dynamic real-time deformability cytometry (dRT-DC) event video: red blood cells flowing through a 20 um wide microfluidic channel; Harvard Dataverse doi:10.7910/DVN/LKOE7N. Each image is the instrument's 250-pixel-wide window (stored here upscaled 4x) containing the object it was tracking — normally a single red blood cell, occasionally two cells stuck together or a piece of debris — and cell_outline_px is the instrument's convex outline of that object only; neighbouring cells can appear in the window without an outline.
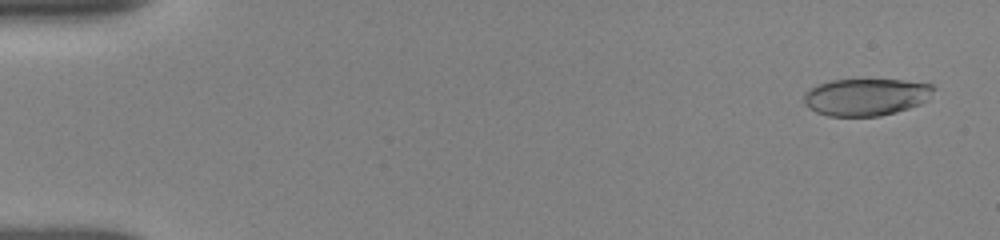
{"species": "human", "species_latin": "Homo sapiens", "temperature_condition": "room temperature", "stored_images_in_passage": 31, "camera_frame_rate_fps": 3000, "um_per_image_px": 0.085, "donor": {"sex": "female"}, "frame": {"image": 1, "passage_image": 2, "time_ms": 0.667, "image_size_px": [1000, 240], "cell_outline_px": [[936, 88], [928, 100], [920, 104], [896, 112], [880, 116], [828, 116], [816, 112], [808, 108], [804, 104], [804, 92], [828, 80], [904, 80], [932, 84]], "centroid_in_image_um": [73.62, 8.25], "position_along_channel_um": 11.4, "area_um2": 28.21}}
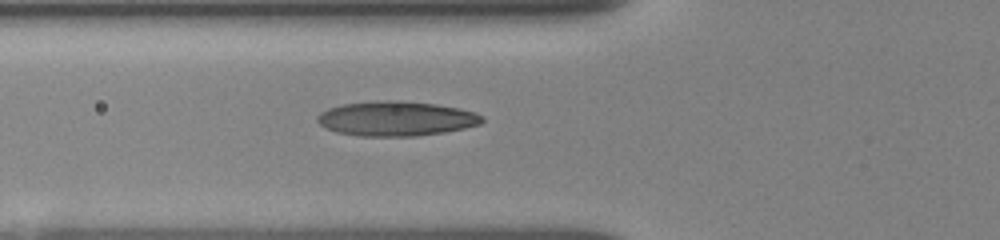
{"frame": {"image": 2, "passage_image": 18, "time_ms": 6.333, "image_size_px": [1000, 240], "cell_outline_px": [[484, 120], [480, 124], [464, 128], [444, 132], [416, 136], [360, 136], [336, 132], [324, 128], [316, 120], [316, 116], [320, 112], [328, 108], [344, 104], [376, 100], [400, 100], [436, 104], [460, 108], [476, 112], [484, 116]], "centroid_in_image_um": [33.67, 10.07], "position_along_channel_um": 92.1, "area_um2": 33.64}}
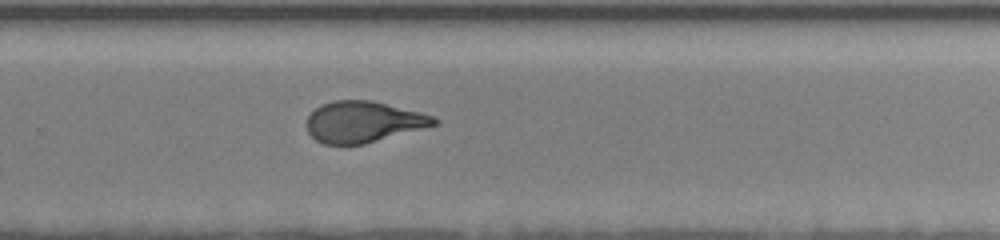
{"frame": {"image": 3, "passage_image": 31, "time_ms": 11.667, "image_size_px": [1000, 240], "cell_outline_px": [[440, 120], [436, 124], [364, 144], [324, 144], [316, 140], [308, 132], [304, 124], [308, 116], [320, 104], [332, 100], [372, 100], [436, 116]], "centroid_in_image_um": [30.84, 10.34], "position_along_channel_um": 299.0, "area_um2": 30.52}}